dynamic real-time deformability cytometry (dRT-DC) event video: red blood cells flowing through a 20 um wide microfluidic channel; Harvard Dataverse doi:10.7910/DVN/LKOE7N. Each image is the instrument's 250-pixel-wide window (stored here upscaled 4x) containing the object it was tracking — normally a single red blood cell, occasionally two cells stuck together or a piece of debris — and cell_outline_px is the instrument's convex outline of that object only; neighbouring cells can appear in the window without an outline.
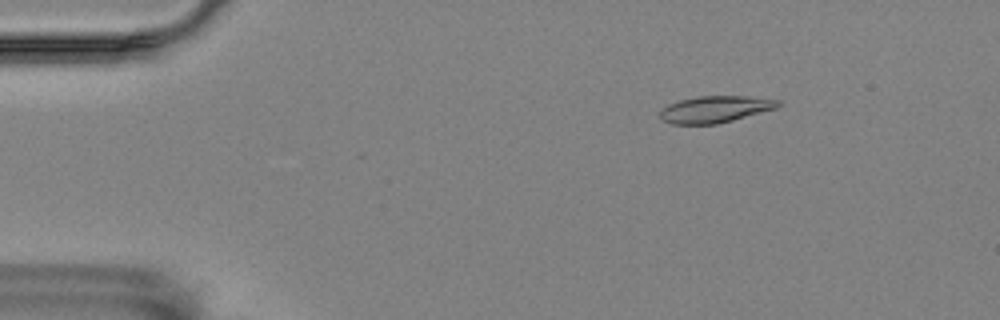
{"species": "Egyptian fruit bat (a non-hibernating species)", "species_latin": "Rousettus aegyptiacus", "temperature_condition": "room temperature", "stored_images_in_passage": 4, "camera_frame_rate_fps": 3000, "um_per_image_px": 0.085, "animal": {"sex": "female"}, "frame": {"image": 1, "passage_image": 2, "time_ms": 0.333, "image_size_px": [1000, 320], "cell_outline_px": [[780, 104], [776, 108], [732, 120], [716, 124], [672, 124], [664, 120], [660, 116], [660, 108], [668, 104], [680, 100], [696, 96], [748, 96], [780, 100]], "centroid_in_image_um": [60.76, 9.28], "position_along_channel_um": 24.2, "area_um2": 18.26}}